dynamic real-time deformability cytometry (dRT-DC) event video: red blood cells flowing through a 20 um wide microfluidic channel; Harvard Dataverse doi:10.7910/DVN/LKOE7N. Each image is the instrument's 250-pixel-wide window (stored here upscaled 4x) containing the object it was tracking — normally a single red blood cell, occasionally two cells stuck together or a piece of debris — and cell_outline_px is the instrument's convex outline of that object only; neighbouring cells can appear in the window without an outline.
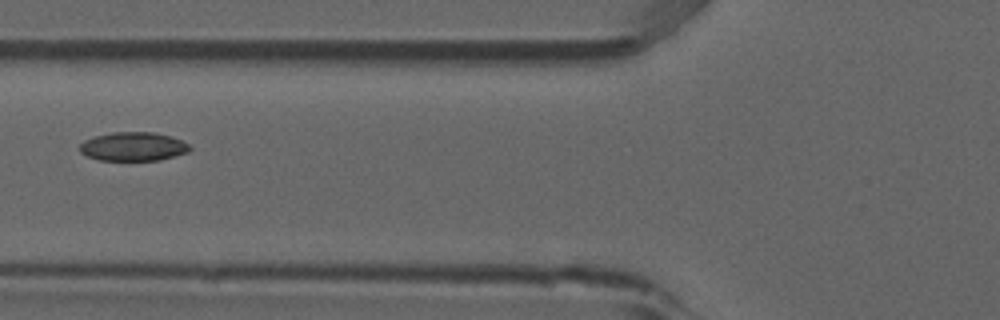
{"species": "common noctule bat (a hibernating species)", "species_latin": "Nyctalus noctula", "temperature_condition": "room temperature", "stored_images_in_passage": 5, "camera_frame_rate_fps": 3000, "um_per_image_px": 0.085, "animal": {"sex": "male", "forearm_length_mm": 52.5}, "frame": {"image": 1, "passage_image": 4, "time_ms": 1.0, "image_size_px": [1000, 320], "cell_outline_px": [[192, 148], [188, 152], [160, 160], [100, 160], [88, 156], [80, 152], [80, 144], [84, 140], [96, 136], [112, 132], [152, 132], [172, 136], [188, 144]], "centroid_in_image_um": [11.33, 12.45], "position_along_channel_um": 114.5, "area_um2": 18.38}}
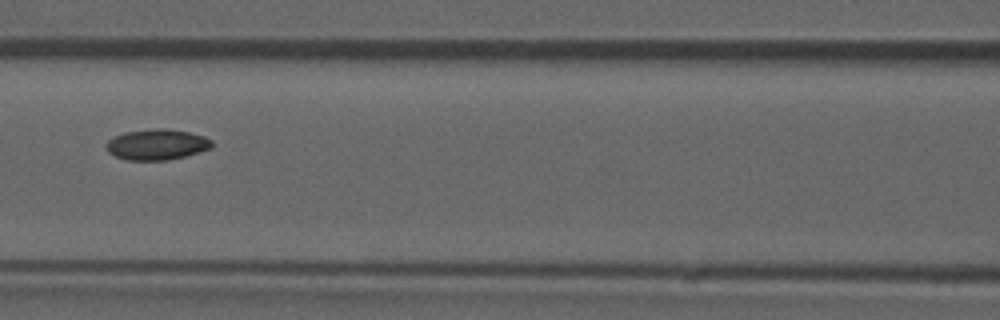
{"frame": {"image": 2, "passage_image": 5, "time_ms": 1.333, "image_size_px": [1000, 320], "cell_outline_px": [[212, 148], [184, 156], [168, 160], [128, 160], [116, 156], [108, 152], [104, 144], [112, 136], [124, 132], [156, 128], [168, 128], [188, 132], [204, 136], [212, 140]], "centroid_in_image_um": [13.3, 12.27], "position_along_channel_um": 153.3, "area_um2": 19.02}}